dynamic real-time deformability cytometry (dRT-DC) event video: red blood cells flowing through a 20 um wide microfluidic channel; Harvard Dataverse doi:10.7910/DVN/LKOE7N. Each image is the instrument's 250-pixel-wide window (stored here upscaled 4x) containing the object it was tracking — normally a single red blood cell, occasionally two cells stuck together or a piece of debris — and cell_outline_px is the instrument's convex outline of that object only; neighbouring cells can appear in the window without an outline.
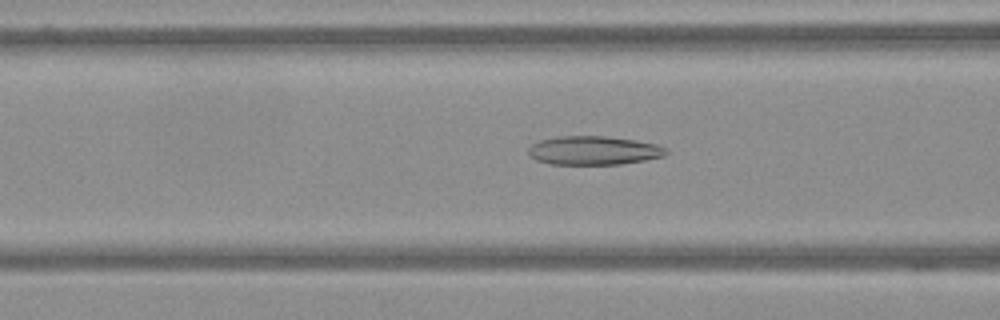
{"species": "Egyptian fruit bat (a non-hibernating species)", "species_latin": "Rousettus aegyptiacus", "temperature_condition": "warm", "stored_images_in_passage": 46, "camera_frame_rate_fps": 3000, "um_per_image_px": 0.085, "frame": {"image": 1, "passage_image": 9, "time_ms": 2.667, "image_size_px": [1000, 320], "cell_outline_px": [[668, 152], [664, 156], [644, 160], [620, 164], [548, 164], [536, 160], [528, 156], [528, 148], [532, 144], [540, 140], [556, 136], [604, 136], [636, 140], [656, 144], [668, 148]], "centroid_in_image_um": [50.44, 12.79], "position_along_channel_um": 116.2, "area_um2": 23.24}}
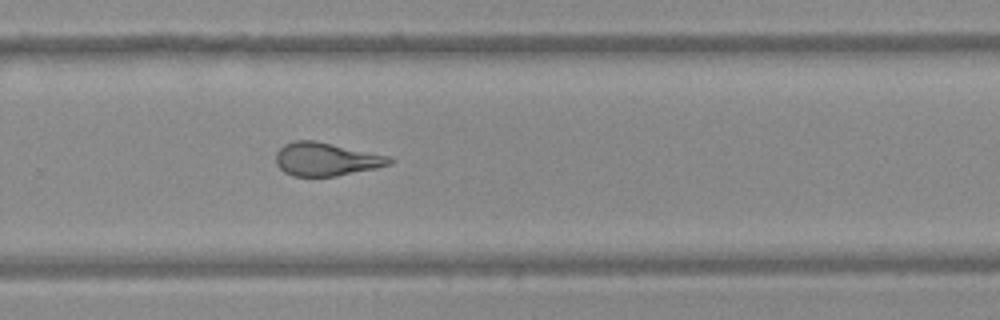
{"frame": {"image": 2, "passage_image": 26, "time_ms": 8.333, "image_size_px": [1000, 320], "cell_outline_px": [[396, 160], [392, 164], [376, 168], [336, 176], [292, 176], [284, 172], [276, 164], [276, 152], [284, 144], [296, 140], [316, 140], [388, 156]], "centroid_in_image_um": [27.72, 13.53], "position_along_channel_um": 302.1, "area_um2": 22.08}}
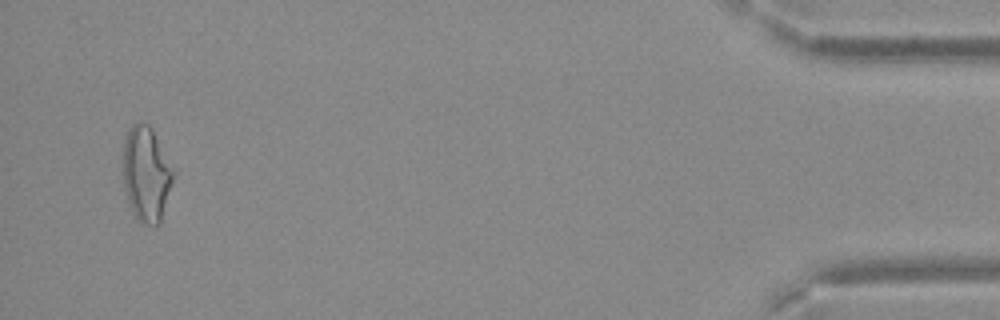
{"frame": {"image": 3, "passage_image": 44, "time_ms": 14.333, "image_size_px": [1000, 320], "cell_outline_px": [[172, 180], [160, 224], [140, 224], [136, 220], [128, 204], [124, 188], [120, 156], [124, 140], [132, 124], [140, 120], [148, 124], [152, 128], [172, 172]], "centroid_in_image_um": [12.33, 14.79], "position_along_channel_um": 422.9, "area_um2": 27.86}}